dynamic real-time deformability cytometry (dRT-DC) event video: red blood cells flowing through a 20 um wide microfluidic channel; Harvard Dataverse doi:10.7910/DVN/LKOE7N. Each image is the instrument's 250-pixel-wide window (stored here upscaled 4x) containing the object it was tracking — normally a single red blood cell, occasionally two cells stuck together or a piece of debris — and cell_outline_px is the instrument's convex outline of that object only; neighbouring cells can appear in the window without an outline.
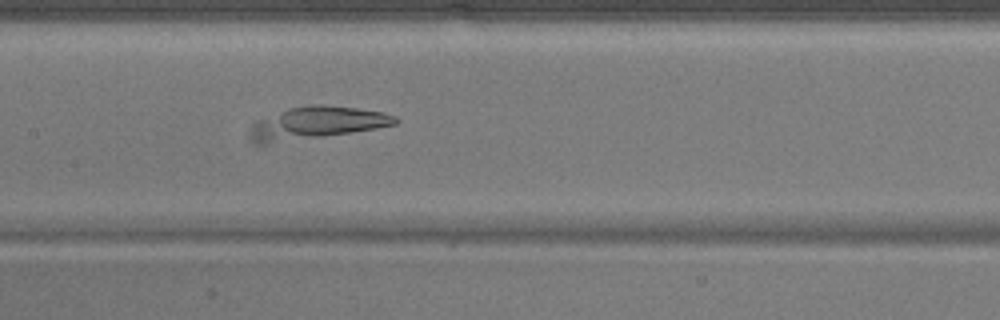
{"species": "common noctule bat (a hibernating species)", "species_latin": "Nyctalus noctula", "temperature_condition": "warm", "stored_images_in_passage": 39, "camera_frame_rate_fps": 3000, "um_per_image_px": 0.085, "animal": {"sex": "male", "body_mass_g": 17.9}, "frame": {"image": 1, "passage_image": 16, "time_ms": 5.0, "image_size_px": [1000, 320], "cell_outline_px": [[400, 120], [396, 124], [376, 128], [352, 132], [264, 144], [252, 144], [248, 140], [248, 136], [252, 124], [260, 120], [288, 108], [312, 104], [320, 104], [356, 108], [384, 112], [396, 116]], "centroid_in_image_um": [26.88, 10.45], "position_along_channel_um": 180.5, "area_um2": 27.22}}
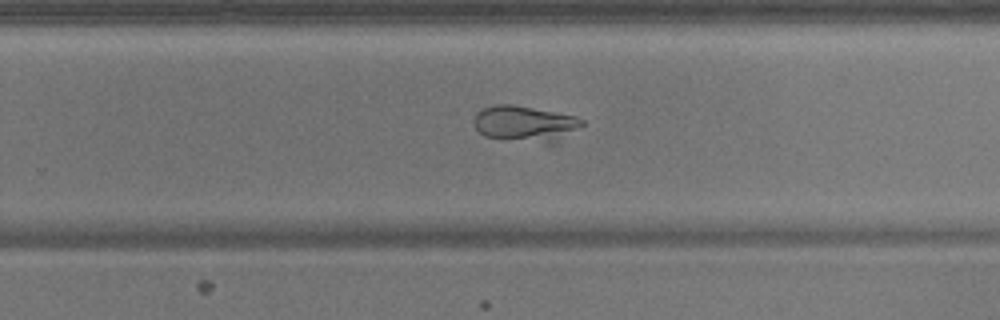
{"frame": {"image": 2, "passage_image": 24, "time_ms": 7.667, "image_size_px": [1000, 320], "cell_outline_px": [[584, 124], [552, 144], [548, 144], [484, 136], [476, 128], [472, 120], [476, 112], [484, 108], [496, 104], [512, 104], [576, 116], [584, 120]], "centroid_in_image_um": [44.61, 10.5], "position_along_channel_um": 285.2, "area_um2": 22.48}}